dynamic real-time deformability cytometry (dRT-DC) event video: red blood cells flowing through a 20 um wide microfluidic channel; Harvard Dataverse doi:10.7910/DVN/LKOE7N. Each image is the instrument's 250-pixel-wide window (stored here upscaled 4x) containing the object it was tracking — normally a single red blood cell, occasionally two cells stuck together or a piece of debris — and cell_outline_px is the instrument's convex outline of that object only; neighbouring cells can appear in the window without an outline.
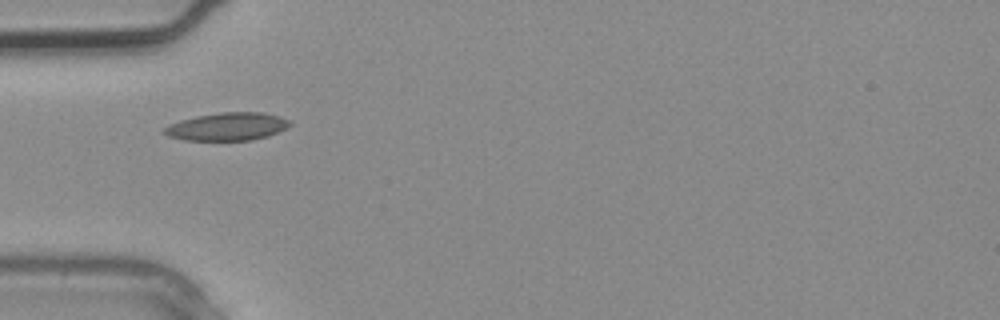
{"species": "common noctule bat (a hibernating species)", "species_latin": "Nyctalus noctula", "temperature_condition": "warm", "stored_images_in_passage": 3, "camera_frame_rate_fps": 3000, "um_per_image_px": 0.085, "animal": {"sex": "male", "body_mass_g": 20.4}, "frame": {"image": 1, "passage_image": 3, "time_ms": 0.667, "image_size_px": [1000, 320], "cell_outline_px": [[292, 124], [268, 136], [252, 140], [184, 140], [168, 136], [160, 132], [168, 124], [180, 120], [196, 116], [220, 112], [260, 112], [280, 116], [292, 120]], "centroid_in_image_um": [19.29, 10.75], "position_along_channel_um": 65.7, "area_um2": 20.52}}